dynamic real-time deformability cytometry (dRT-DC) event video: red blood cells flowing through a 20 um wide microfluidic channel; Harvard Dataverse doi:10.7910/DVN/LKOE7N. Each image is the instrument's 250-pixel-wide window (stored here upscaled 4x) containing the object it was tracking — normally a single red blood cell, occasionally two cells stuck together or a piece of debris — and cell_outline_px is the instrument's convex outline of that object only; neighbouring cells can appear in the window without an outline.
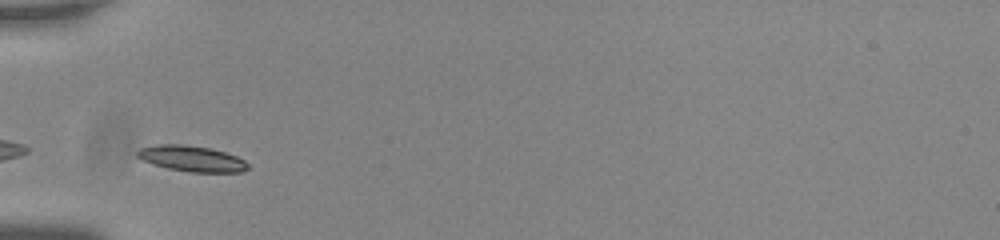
{"species": "common noctule bat (a hibernating species)", "species_latin": "Nyctalus noctula", "temperature_condition": "room temperature", "stored_images_in_passage": 27, "camera_frame_rate_fps": 3000, "um_per_image_px": 0.085, "animal": {"sex": "male", "body_mass_g": 20.0, "forearm_length_mm": 53.3}, "frame": {"image": 1, "passage_image": 1, "time_ms": 0.0, "image_size_px": [1000, 240], "cell_outline_px": [[248, 168], [240, 172], [192, 172], [168, 168], [152, 164], [136, 156], [136, 152], [140, 148], [156, 144], [184, 144], [212, 148], [236, 156], [244, 160], [248, 164]], "centroid_in_image_um": [16.28, 13.47], "position_along_channel_um": 68.7, "area_um2": 16.59}, "authors_computed_cell_mechanics": {"area_um2": 15.8372, "velocity_mm_per_s": 3.6668, "shape_relaxation_time_tau1_ms": 1.4866, "shape_relaxation_time_tau2_ms": 4.7557, "deformation_change_tau1": 0.096, "deformation_change_tau2": 0.0691}}